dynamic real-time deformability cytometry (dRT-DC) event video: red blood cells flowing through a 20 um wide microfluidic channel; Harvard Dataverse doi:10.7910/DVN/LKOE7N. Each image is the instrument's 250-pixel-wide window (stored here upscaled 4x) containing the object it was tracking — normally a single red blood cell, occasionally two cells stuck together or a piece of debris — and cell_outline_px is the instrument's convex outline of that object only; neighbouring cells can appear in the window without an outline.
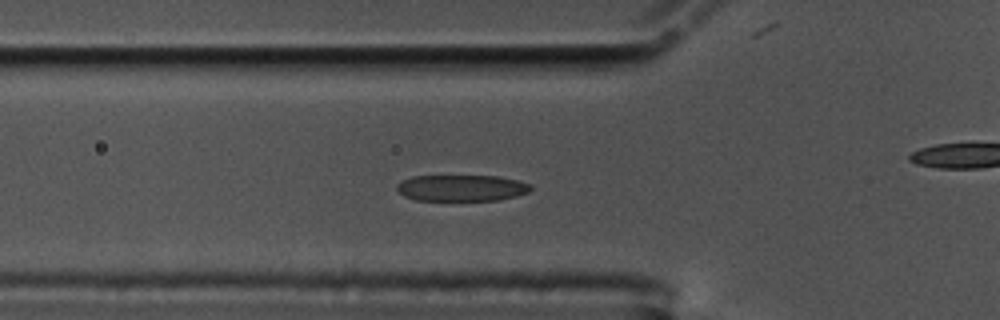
{"species": "common noctule bat (a hibernating species)", "species_latin": "Nyctalus noctula", "temperature_condition": "cold", "stored_images_in_passage": 43, "camera_frame_rate_fps": 3000, "um_per_image_px": 0.085, "animal": {"sex": "male", "body_mass_g": 17.5, "forearm_length_mm": 52.3}, "frame": {"image": 1, "passage_image": 5, "time_ms": 1.333, "image_size_px": [1000, 320], "cell_outline_px": [[532, 188], [528, 192], [516, 196], [496, 200], [416, 200], [404, 196], [396, 188], [396, 184], [412, 176], [500, 176], [532, 184]], "centroid_in_image_um": [39.24, 15.97], "position_along_channel_um": 86.6, "area_um2": 20.46}}
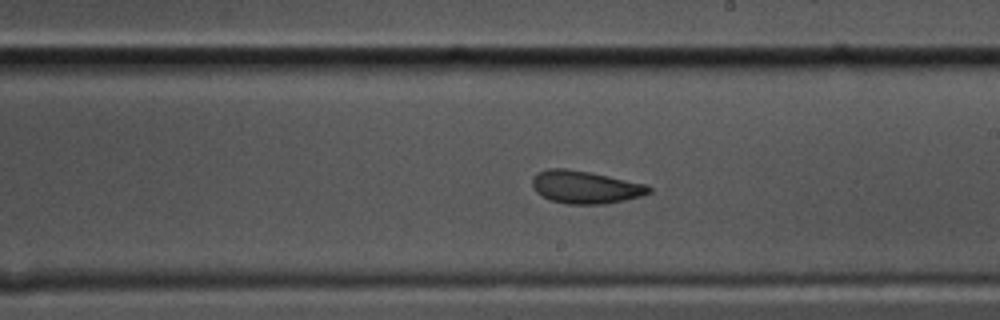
{"frame": {"image": 2, "passage_image": 18, "time_ms": 5.667, "image_size_px": [1000, 320], "cell_outline_px": [[652, 192], [640, 196], [608, 204], [568, 204], [552, 200], [536, 192], [532, 188], [532, 176], [536, 172], [548, 168], [564, 168], [588, 172], [648, 184], [652, 188]], "centroid_in_image_um": [49.75, 15.9], "position_along_channel_um": 239.3, "area_um2": 22.31}}
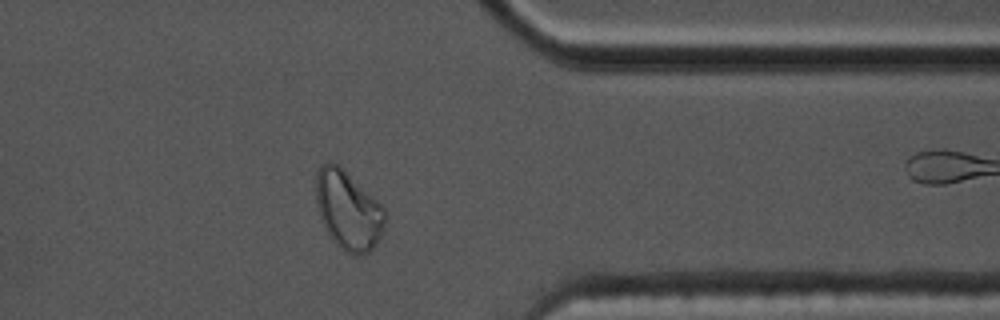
{"frame": {"image": 3, "passage_image": 31, "time_ms": 10.0, "image_size_px": [1000, 320], "cell_outline_px": [[388, 216], [380, 236], [376, 244], [364, 256], [352, 256], [344, 252], [332, 240], [320, 220], [316, 204], [316, 172], [320, 164], [328, 160], [344, 168], [384, 208]], "centroid_in_image_um": [29.58, 17.88], "position_along_channel_um": 381.8, "area_um2": 32.31}, "authors_computed_cell_mechanics": {"area_um2": 22.542, "velocity_mm_per_s": 3.5244, "shape_relaxation_time_tau1_ms": 4.1941, "shape_relaxation_time_tau2_ms": 1.8606, "deformation_change_tau1": 0.1628, "deformation_change_tau2": 0.0881}}